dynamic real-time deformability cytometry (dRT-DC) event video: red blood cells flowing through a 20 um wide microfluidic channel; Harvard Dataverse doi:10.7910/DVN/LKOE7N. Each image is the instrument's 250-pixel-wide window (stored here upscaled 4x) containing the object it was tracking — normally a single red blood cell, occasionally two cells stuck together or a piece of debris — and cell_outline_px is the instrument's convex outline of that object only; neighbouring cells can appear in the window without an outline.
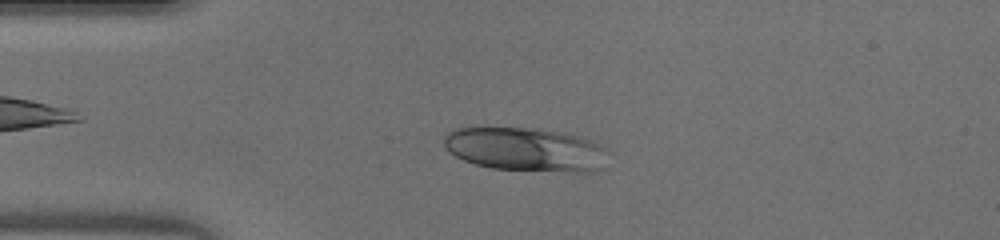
{"species": "human", "species_latin": "Homo sapiens", "temperature_condition": "warm", "stored_images_in_passage": 45, "camera_frame_rate_fps": 3000, "um_per_image_px": 0.085, "donor": {"sex": "male"}, "frame": {"image": 1, "passage_image": 10, "time_ms": 3.0, "image_size_px": [1000, 240], "cell_outline_px": [[612, 152], [604, 168], [592, 172], [568, 172], [492, 168], [476, 164], [464, 160], [448, 152], [444, 144], [444, 136], [448, 132], [456, 128], [536, 128], [560, 132], [576, 136], [600, 144], [608, 148]], "centroid_in_image_um": [44.77, 12.71], "position_along_channel_um": 40.2, "area_um2": 42.25}}
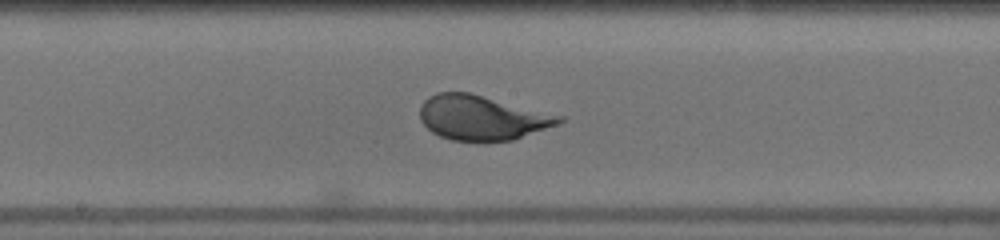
{"frame": {"image": 2, "passage_image": 23, "time_ms": 7.333, "image_size_px": [1000, 240], "cell_outline_px": [[564, 120], [556, 124], [512, 140], [452, 140], [440, 136], [432, 132], [420, 120], [420, 104], [428, 96], [436, 92], [468, 92], [564, 116]], "centroid_in_image_um": [40.91, 9.98], "position_along_channel_um": 207.3, "area_um2": 35.72}}
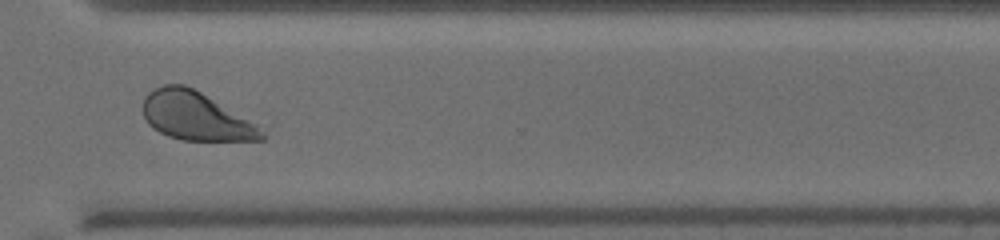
{"frame": {"image": 3, "passage_image": 33, "time_ms": 10.667, "image_size_px": [1000, 240], "cell_outline_px": [[272, 124], [268, 136], [264, 140], [184, 140], [168, 136], [152, 128], [148, 124], [144, 116], [144, 96], [148, 92], [164, 84], [184, 84], [264, 112]], "centroid_in_image_um": [17.19, 9.82], "position_along_channel_um": 353.4, "area_um2": 38.49}}